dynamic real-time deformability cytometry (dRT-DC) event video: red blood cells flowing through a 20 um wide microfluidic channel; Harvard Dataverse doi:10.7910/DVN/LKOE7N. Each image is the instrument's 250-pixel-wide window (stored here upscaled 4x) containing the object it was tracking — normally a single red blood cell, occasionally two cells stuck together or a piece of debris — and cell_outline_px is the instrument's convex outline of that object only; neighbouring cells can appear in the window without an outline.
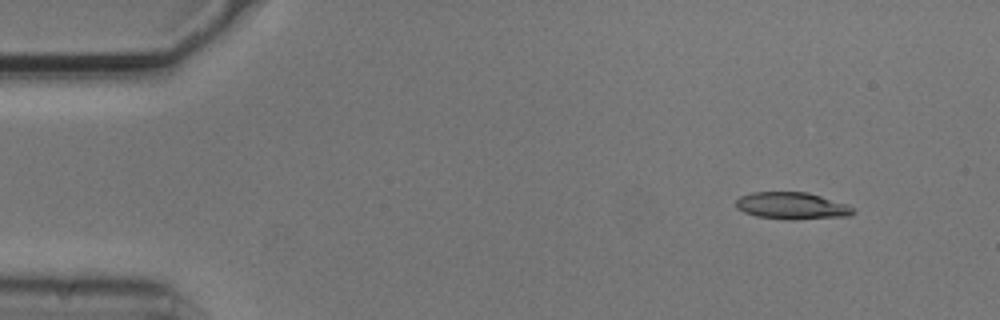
{"species": "common noctule bat (a hibernating species)", "species_latin": "Nyctalus noctula", "temperature_condition": "cold", "stored_images_in_passage": 8, "camera_frame_rate_fps": 3000, "um_per_image_px": 0.085, "animal": {"sex": "male", "body_mass_g": 20.5, "forearm_length_mm": 52.5}, "frame": {"image": 1, "passage_image": 2, "time_ms": 0.333, "image_size_px": [1000, 320], "cell_outline_px": [[856, 212], [852, 216], [796, 220], [792, 220], [756, 216], [744, 212], [736, 208], [736, 200], [740, 196], [752, 192], [808, 192], [848, 204], [856, 208]], "centroid_in_image_um": [67.38, 17.5], "position_along_channel_um": 17.6, "area_um2": 18.79}}
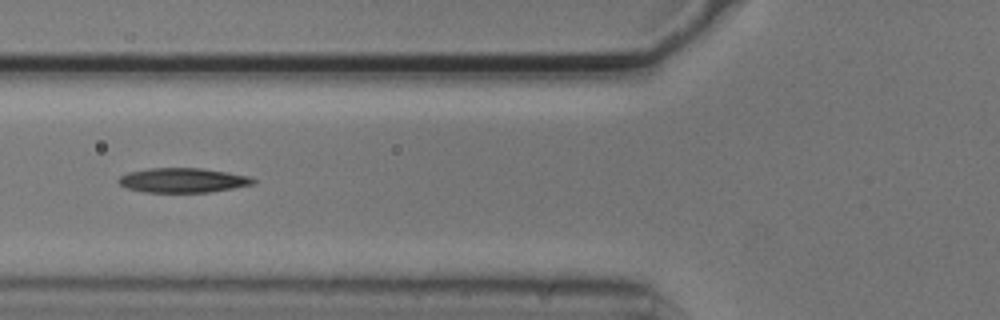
{"frame": {"image": 2, "passage_image": 6, "time_ms": 1.667, "image_size_px": [1000, 320], "cell_outline_px": [[256, 184], [208, 192], [144, 192], [128, 188], [120, 184], [116, 180], [120, 176], [128, 172], [148, 168], [200, 168], [228, 172], [252, 176], [256, 180]], "centroid_in_image_um": [15.57, 15.31], "position_along_channel_um": 110.2, "area_um2": 19.36}}
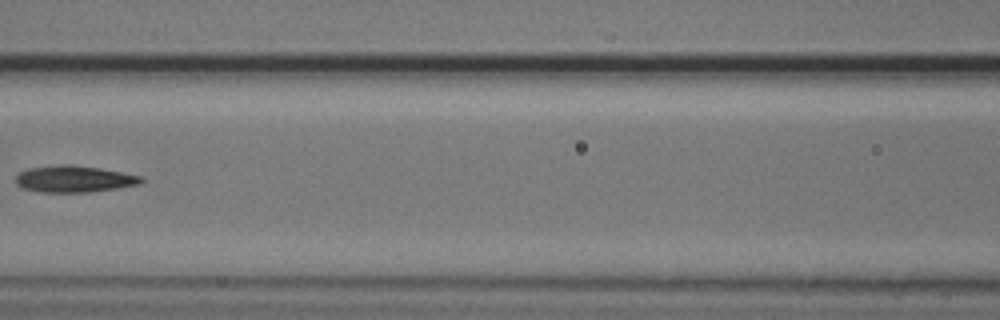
{"frame": {"image": 3, "passage_image": 7, "time_ms": 2.0, "image_size_px": [1000, 320], "cell_outline_px": [[144, 180], [140, 184], [116, 188], [88, 192], [40, 192], [24, 188], [16, 184], [16, 176], [20, 172], [28, 168], [64, 164], [72, 164], [100, 168], [144, 176]], "centroid_in_image_um": [6.32, 15.2], "position_along_channel_um": 160.3, "area_um2": 19.48}}